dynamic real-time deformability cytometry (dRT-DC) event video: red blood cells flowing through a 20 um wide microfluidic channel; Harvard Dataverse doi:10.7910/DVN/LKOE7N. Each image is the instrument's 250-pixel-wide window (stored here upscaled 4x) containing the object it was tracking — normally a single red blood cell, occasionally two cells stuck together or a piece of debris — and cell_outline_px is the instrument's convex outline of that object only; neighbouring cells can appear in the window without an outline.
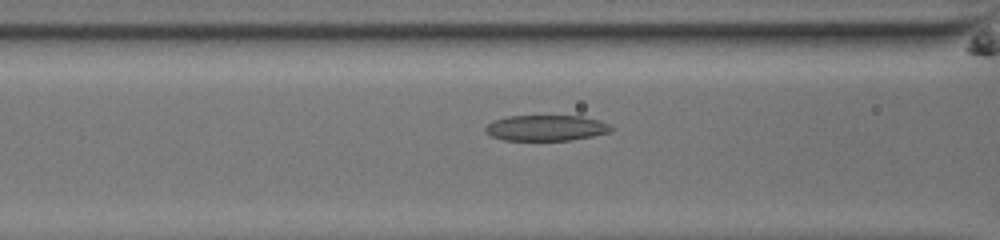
{"species": "common noctule bat (a hibernating species)", "species_latin": "Nyctalus noctula", "temperature_condition": "room temperature", "stored_images_in_passage": 53, "camera_frame_rate_fps": 3000, "um_per_image_px": 0.085, "animal": {"sex": "male", "body_mass_g": 13.0, "forearm_length_mm": 53.1}, "frame": {"image": 1, "passage_image": 24, "time_ms": 7.667, "image_size_px": [1000, 240], "cell_outline_px": [[616, 128], [612, 132], [592, 136], [568, 140], [504, 140], [492, 136], [484, 132], [484, 128], [488, 124], [496, 120], [508, 116], [580, 116], [600, 120], [612, 124]], "centroid_in_image_um": [46.49, 10.87], "position_along_channel_um": 120.1, "area_um2": 18.96}}
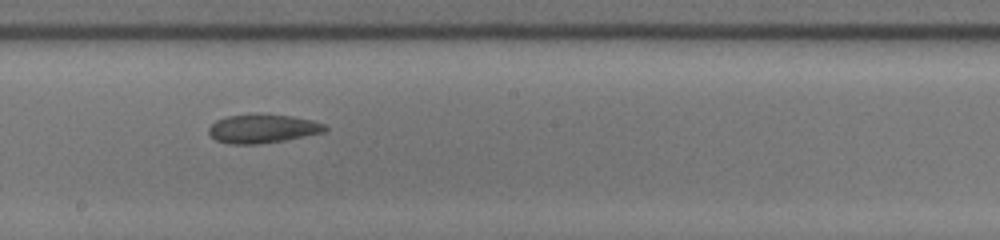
{"frame": {"image": 2, "passage_image": 32, "time_ms": 10.333, "image_size_px": [1000, 240], "cell_outline_px": [[328, 128], [324, 132], [284, 140], [260, 144], [228, 144], [216, 140], [208, 132], [208, 128], [216, 120], [228, 116], [292, 116], [312, 120], [324, 124]], "centroid_in_image_um": [22.32, 10.97], "position_along_channel_um": 225.9, "area_um2": 18.84}}
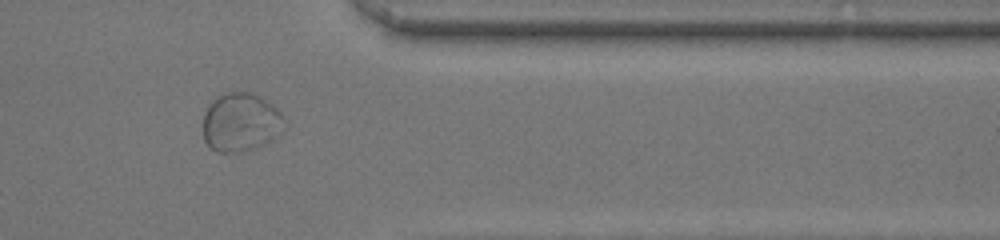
{"frame": {"image": 3, "passage_image": 45, "time_ms": 14.667, "image_size_px": [1000, 240], "cell_outline_px": [[288, 128], [284, 132], [272, 140], [256, 148], [240, 152], [216, 152], [204, 140], [204, 116], [212, 100], [228, 92], [252, 92], [268, 100], [284, 116], [288, 124]], "centroid_in_image_um": [20.55, 10.4], "position_along_channel_um": 390.8, "area_um2": 28.21}, "authors_computed_cell_mechanics": {"area_um2": 22.8888, "velocity_mm_per_s": 3.9482, "shape_relaxation_time_tau1_ms": null, "shape_relaxation_time_tau2_ms": 0.8085, "deformation_change_tau1": null, "deformation_change_tau2": 0.0458}}